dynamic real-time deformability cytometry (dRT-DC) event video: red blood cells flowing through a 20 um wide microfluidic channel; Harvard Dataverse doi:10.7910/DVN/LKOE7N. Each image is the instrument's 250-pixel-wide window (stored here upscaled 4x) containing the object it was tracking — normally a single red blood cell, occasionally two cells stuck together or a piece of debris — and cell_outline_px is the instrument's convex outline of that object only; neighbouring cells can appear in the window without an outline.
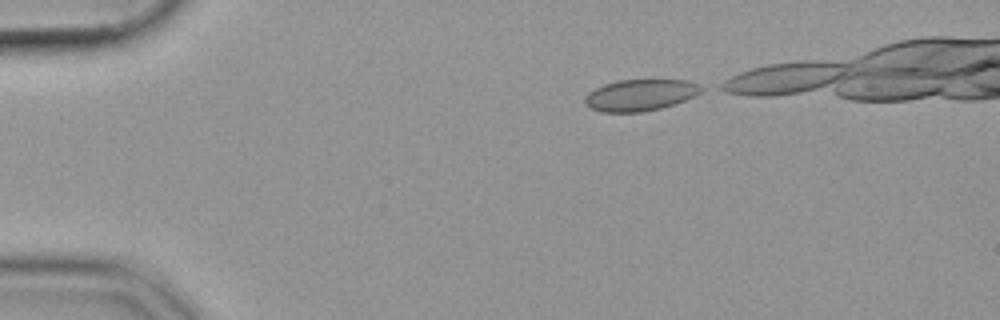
{"species": "common noctule bat (a hibernating species)", "species_latin": "Nyctalus noctula", "temperature_condition": "cold", "stored_images_in_passage": 19, "camera_frame_rate_fps": 3000, "um_per_image_px": 0.085, "animal": {"sex": "female", "body_mass_g": 19.9}, "frame": {"image": 1, "passage_image": 1, "time_ms": 0.0, "image_size_px": [1000, 320], "cell_outline_px": [[708, 88], [696, 96], [660, 108], [640, 112], [604, 112], [592, 108], [584, 104], [584, 100], [588, 92], [604, 84], [620, 80], [688, 80], [700, 84]], "centroid_in_image_um": [54.48, 8.07], "position_along_channel_um": 30.5, "area_um2": 21.39}}
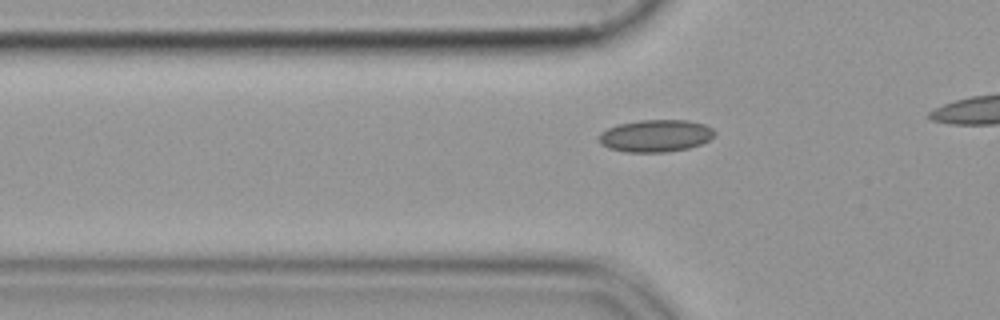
{"frame": {"image": 2, "passage_image": 9, "time_ms": 2.667, "image_size_px": [1000, 320], "cell_outline_px": [[716, 132], [708, 140], [700, 144], [688, 148], [664, 152], [628, 152], [608, 148], [600, 144], [596, 136], [600, 132], [616, 124], [640, 120], [688, 120], [704, 124], [712, 128]], "centroid_in_image_um": [55.67, 11.53], "position_along_channel_um": 70.1, "area_um2": 21.85}}